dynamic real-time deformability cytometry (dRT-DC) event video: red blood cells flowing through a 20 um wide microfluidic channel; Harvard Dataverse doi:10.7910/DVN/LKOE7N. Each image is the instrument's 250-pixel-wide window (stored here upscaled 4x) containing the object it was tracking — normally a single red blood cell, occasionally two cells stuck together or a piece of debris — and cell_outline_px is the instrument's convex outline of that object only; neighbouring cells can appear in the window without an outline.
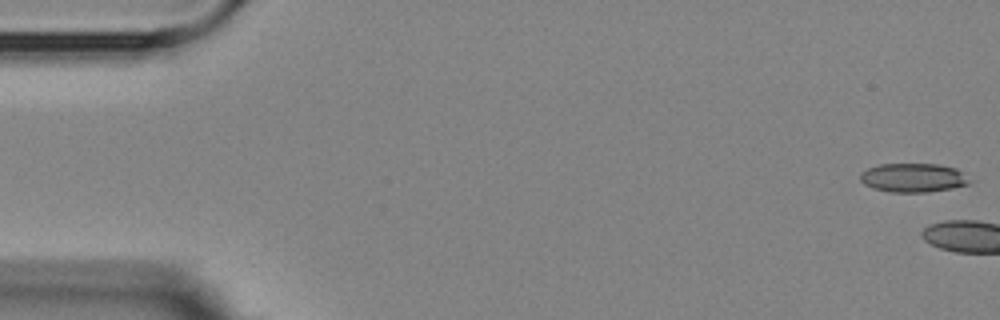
{"species": "Egyptian fruit bat (a non-hibernating species)", "species_latin": "Rousettus aegyptiacus", "temperature_condition": "room temperature", "stored_images_in_passage": 6, "camera_frame_rate_fps": 3000, "um_per_image_px": 0.085, "animal": {"sex": "female"}, "frame": {"image": 1, "passage_image": 1, "time_ms": 0.0, "image_size_px": [1000, 320], "cell_outline_px": [[972, 180], [968, 184], [952, 188], [928, 192], [888, 192], [872, 188], [864, 184], [860, 180], [860, 172], [868, 168], [880, 164], [940, 164], [956, 168]], "centroid_in_image_um": [77.61, 15.11], "position_along_channel_um": 7.4, "area_um2": 18.55}}
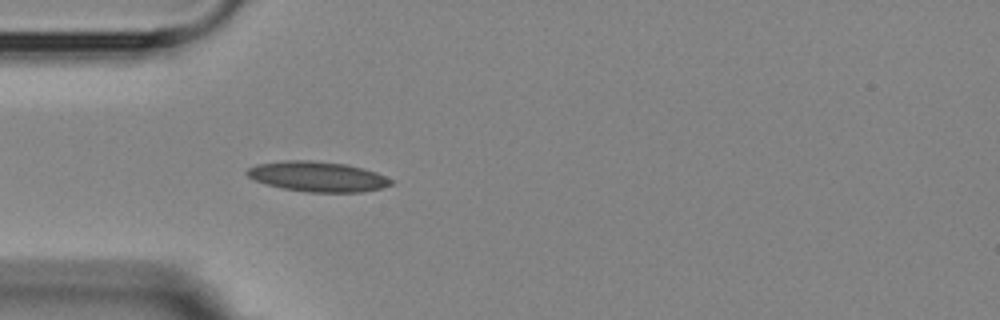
{"frame": {"image": 2, "passage_image": 6, "time_ms": 6.0, "image_size_px": [1000, 320], "cell_outline_px": [[392, 184], [380, 188], [360, 192], [308, 192], [284, 188], [268, 184], [256, 180], [248, 176], [244, 172], [248, 168], [256, 164], [284, 160], [312, 160], [348, 164], [364, 168], [376, 172], [392, 180]], "centroid_in_image_um": [26.99, 14.99], "position_along_channel_um": 58.0, "area_um2": 25.2}}